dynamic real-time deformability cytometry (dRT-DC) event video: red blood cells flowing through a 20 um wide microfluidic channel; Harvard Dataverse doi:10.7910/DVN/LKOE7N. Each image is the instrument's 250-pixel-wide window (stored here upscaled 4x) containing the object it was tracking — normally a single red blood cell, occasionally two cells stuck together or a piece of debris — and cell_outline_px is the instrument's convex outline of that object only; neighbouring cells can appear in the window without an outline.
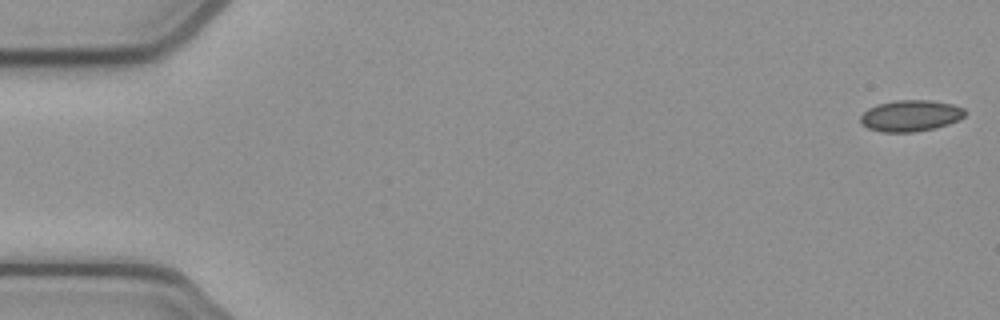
{"species": "common noctule bat (a hibernating species)", "species_latin": "Nyctalus noctula", "temperature_condition": "cold", "stored_images_in_passage": 53, "camera_frame_rate_fps": 3000, "um_per_image_px": 0.085, "animal": {"sex": "female", "body_mass_g": 21.9}, "frame": {"image": 1, "passage_image": 1, "time_ms": 0.0, "image_size_px": [1000, 320], "cell_outline_px": [[968, 112], [960, 120], [936, 128], [912, 132], [880, 132], [868, 128], [860, 124], [860, 116], [868, 108], [876, 104], [896, 100], [928, 100], [952, 104], [964, 108]], "centroid_in_image_um": [77.4, 9.84], "position_along_channel_um": 7.6, "area_um2": 19.31}}
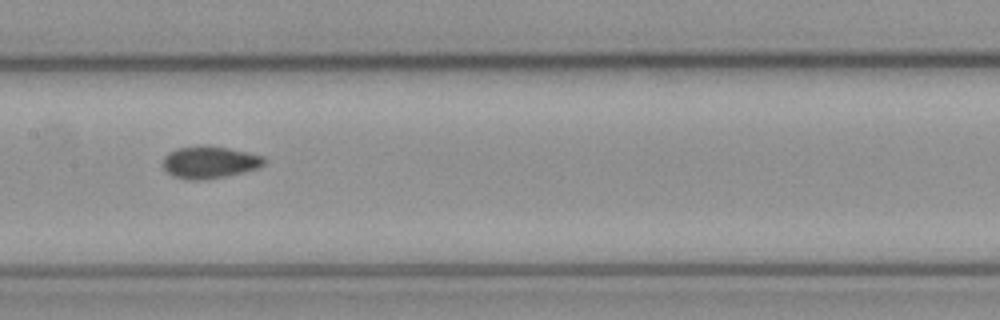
{"frame": {"image": 2, "passage_image": 26, "time_ms": 8.333, "image_size_px": [1000, 320], "cell_outline_px": [[268, 160], [264, 164], [256, 168], [244, 172], [224, 176], [200, 180], [188, 180], [172, 176], [160, 164], [164, 156], [168, 152], [176, 148], [200, 144], [208, 144], [248, 152], [264, 156]], "centroid_in_image_um": [17.77, 13.76], "position_along_channel_um": 189.6, "area_um2": 19.42}}
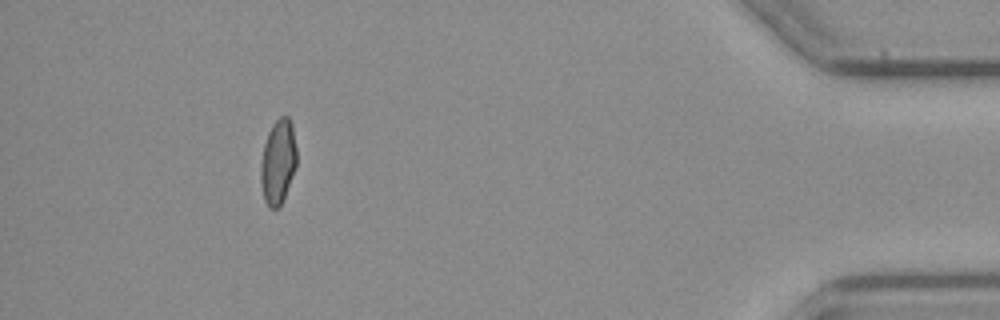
{"frame": {"image": 3, "passage_image": 48, "time_ms": 15.667, "image_size_px": [1000, 320], "cell_outline_px": [[296, 168], [280, 208], [268, 208], [264, 200], [260, 180], [260, 164], [264, 144], [268, 132], [272, 124], [280, 116], [288, 116], [292, 124], [296, 148]], "centroid_in_image_um": [23.62, 13.77], "position_along_channel_um": 411.6, "area_um2": 17.98}, "authors_computed_cell_mechanics": {"area_um2": 18.3804, "velocity_mm_per_s": 3.8915, "shape_relaxation_time_tau1_ms": 4.4801, "shape_relaxation_time_tau2_ms": 1.7373, "deformation_change_tau1": 0.0796, "deformation_change_tau2": 0.0451}}